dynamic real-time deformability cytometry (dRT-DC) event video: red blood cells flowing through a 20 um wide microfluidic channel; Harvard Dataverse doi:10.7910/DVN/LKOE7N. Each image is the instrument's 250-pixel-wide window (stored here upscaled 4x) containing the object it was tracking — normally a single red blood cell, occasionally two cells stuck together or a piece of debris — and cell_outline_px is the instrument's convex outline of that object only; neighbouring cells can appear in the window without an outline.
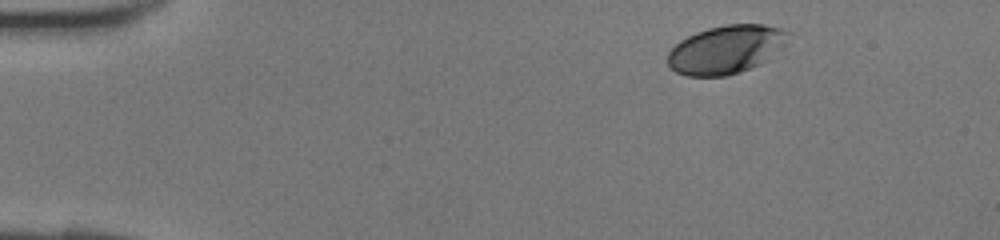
{"species": "human", "species_latin": "Homo sapiens", "temperature_condition": "room temperature", "stored_images_in_passage": 37, "camera_frame_rate_fps": 3000, "um_per_image_px": 0.085, "donor": {"sex": "female"}, "frame": {"image": 1, "passage_image": 1, "time_ms": 0.0, "image_size_px": [1000, 240], "cell_outline_px": [[788, 44], [760, 64], [740, 72], [728, 76], [688, 76], [676, 72], [668, 64], [668, 52], [680, 40], [696, 32], [708, 28], [728, 24], [764, 24], [780, 28], [788, 32]], "centroid_in_image_um": [61.73, 4.2], "position_along_channel_um": 23.3, "area_um2": 33.99}}
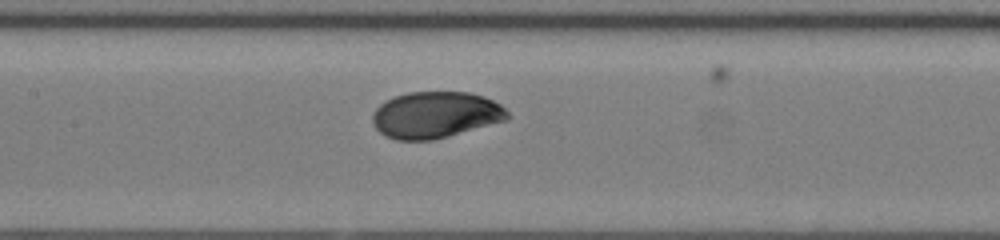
{"frame": {"image": 2, "passage_image": 16, "time_ms": 5.0, "image_size_px": [1000, 240], "cell_outline_px": [[508, 120], [432, 140], [396, 140], [380, 132], [372, 124], [372, 116], [376, 108], [380, 104], [396, 96], [408, 92], [468, 92], [484, 96], [500, 104], [508, 112]], "centroid_in_image_um": [37.02, 9.76], "position_along_channel_um": 170.4, "area_um2": 36.36}}
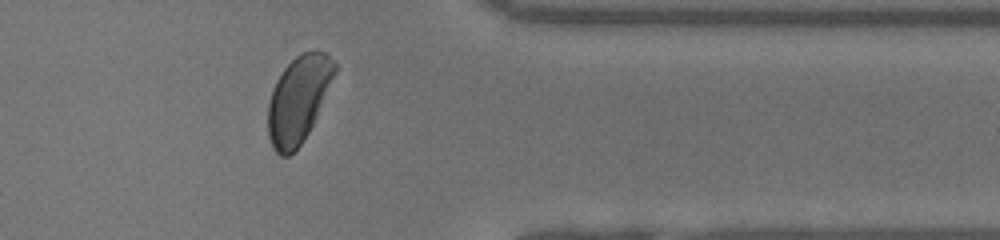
{"frame": {"image": 3, "passage_image": 30, "time_ms": 9.667, "image_size_px": [1000, 240], "cell_outline_px": [[336, 72], [316, 116], [308, 132], [300, 144], [288, 156], [280, 156], [272, 148], [268, 136], [268, 104], [272, 88], [276, 80], [284, 68], [296, 56], [304, 52], [316, 48], [328, 52], [336, 64]], "centroid_in_image_um": [25.36, 8.4], "position_along_channel_um": 386.0, "area_um2": 33.64}}